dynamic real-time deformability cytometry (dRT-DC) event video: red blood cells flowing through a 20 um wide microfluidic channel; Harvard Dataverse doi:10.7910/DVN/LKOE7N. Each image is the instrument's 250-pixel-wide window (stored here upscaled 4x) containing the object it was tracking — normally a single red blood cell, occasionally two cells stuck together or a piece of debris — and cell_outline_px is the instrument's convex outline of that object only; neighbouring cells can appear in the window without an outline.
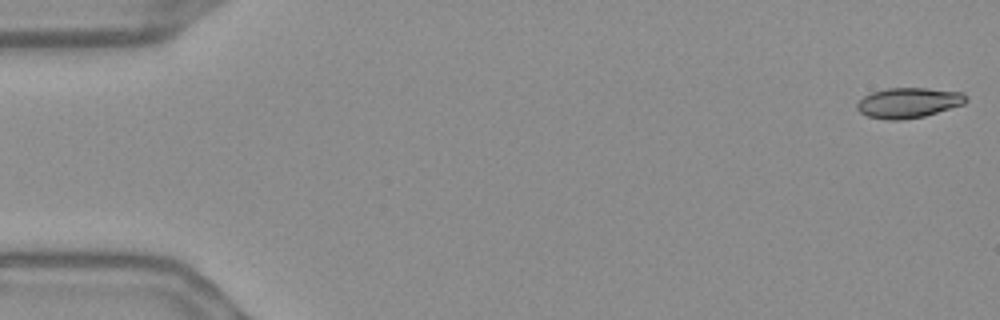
{"species": "Egyptian fruit bat (a non-hibernating species)", "species_latin": "Rousettus aegyptiacus", "temperature_condition": "warm", "stored_images_in_passage": 55, "camera_frame_rate_fps": 3000, "um_per_image_px": 0.085, "frame": {"image": 1, "passage_image": 1, "time_ms": 0.0, "image_size_px": [1000, 320], "cell_outline_px": [[968, 100], [964, 104], [924, 116], [900, 120], [888, 120], [868, 116], [860, 112], [856, 108], [856, 104], [864, 96], [872, 92], [888, 88], [928, 88], [964, 92], [968, 96]], "centroid_in_image_um": [77.25, 8.72], "position_along_channel_um": 7.7, "area_um2": 19.25}}
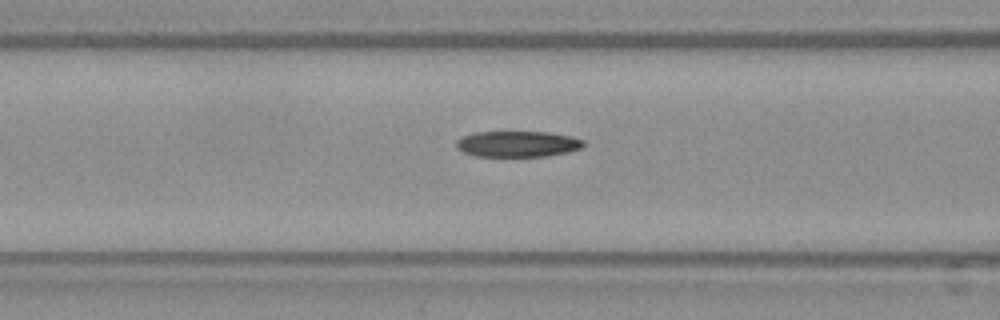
{"frame": {"image": 2, "passage_image": 22, "time_ms": 7.0, "image_size_px": [1000, 320], "cell_outline_px": [[584, 148], [568, 152], [548, 156], [476, 156], [464, 152], [456, 148], [456, 140], [472, 132], [548, 132], [572, 136], [584, 140]], "centroid_in_image_um": [44.02, 12.23], "position_along_channel_um": 122.6, "area_um2": 19.36}}
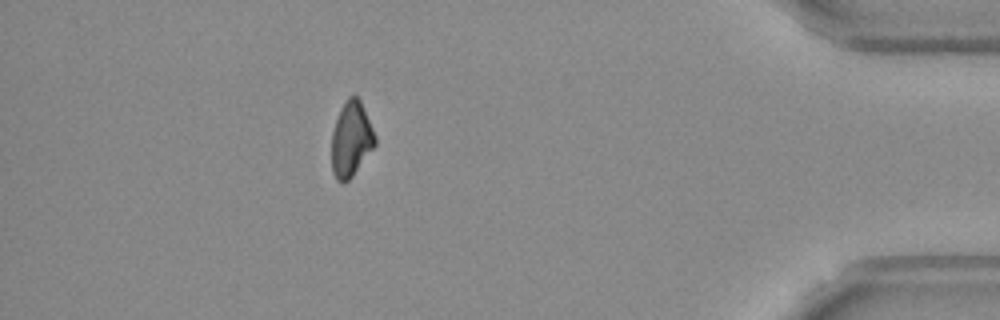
{"frame": {"image": 3, "passage_image": 49, "time_ms": 16.0, "image_size_px": [1000, 320], "cell_outline_px": [[376, 144], [352, 176], [344, 184], [336, 180], [332, 172], [332, 132], [340, 108], [344, 100], [348, 96], [356, 96], [360, 100], [376, 136]], "centroid_in_image_um": [29.83, 11.83], "position_along_channel_um": 405.4, "area_um2": 18.96}, "authors_computed_cell_mechanics": {"area_um2": 19.7098, "velocity_mm_per_s": 3.6861, "shape_relaxation_time_tau1_ms": 8.3984, "shape_relaxation_time_tau2_ms": 5.8655, "deformation_change_tau1": 0.1926, "deformation_change_tau2": 0.1278}}